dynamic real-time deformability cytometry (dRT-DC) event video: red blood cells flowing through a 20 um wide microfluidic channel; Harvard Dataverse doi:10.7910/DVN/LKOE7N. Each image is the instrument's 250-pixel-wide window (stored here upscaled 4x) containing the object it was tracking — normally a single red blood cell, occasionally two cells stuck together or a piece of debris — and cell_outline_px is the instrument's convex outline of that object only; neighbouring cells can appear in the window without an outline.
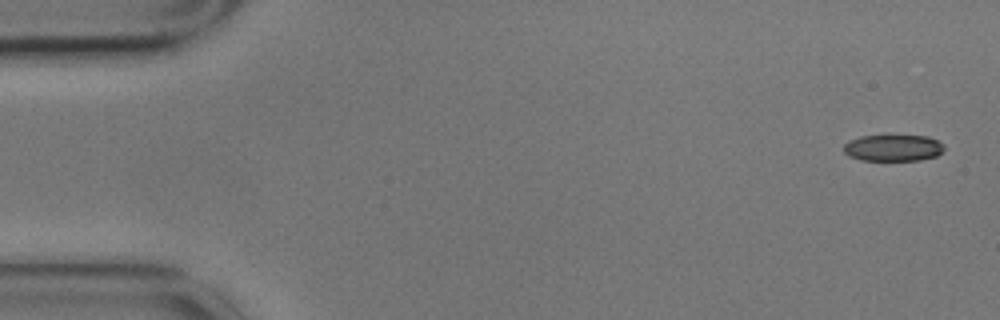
{"species": "common noctule bat (a hibernating species)", "species_latin": "Nyctalus noctula", "temperature_condition": "cold", "stored_images_in_passage": 5, "camera_frame_rate_fps": 3000, "um_per_image_px": 0.085, "animal": {"sex": "male", "body_mass_g": 17.9}, "frame": {"image": 1, "passage_image": 1, "time_ms": 0.0, "image_size_px": [1000, 320], "cell_outline_px": [[944, 148], [936, 156], [920, 160], [860, 160], [848, 156], [844, 152], [844, 144], [848, 140], [860, 136], [928, 136], [944, 144]], "centroid_in_image_um": [75.88, 12.57], "position_along_channel_um": 9.1, "area_um2": 15.49}}
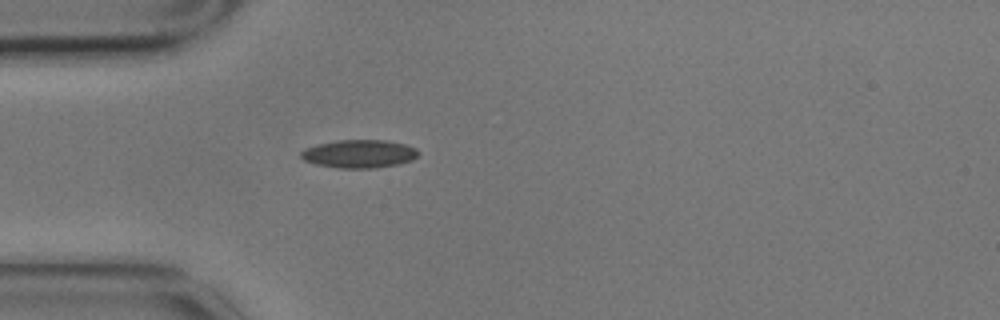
{"frame": {"image": 2, "passage_image": 5, "time_ms": 1.333, "image_size_px": [1000, 320], "cell_outline_px": [[420, 152], [412, 160], [400, 164], [376, 168], [340, 168], [316, 164], [304, 160], [300, 156], [300, 152], [304, 148], [316, 144], [340, 140], [384, 140], [404, 144], [416, 148]], "centroid_in_image_um": [30.52, 13.07], "position_along_channel_um": 54.5, "area_um2": 19.31}}